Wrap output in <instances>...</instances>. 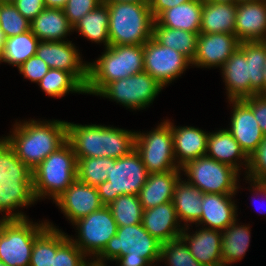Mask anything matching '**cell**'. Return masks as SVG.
<instances>
[{"label":"cell","mask_w":266,"mask_h":266,"mask_svg":"<svg viewBox=\"0 0 266 266\" xmlns=\"http://www.w3.org/2000/svg\"><path fill=\"white\" fill-rule=\"evenodd\" d=\"M10 133L0 138V197L67 141V121H16Z\"/></svg>","instance_id":"obj_1"},{"label":"cell","mask_w":266,"mask_h":266,"mask_svg":"<svg viewBox=\"0 0 266 266\" xmlns=\"http://www.w3.org/2000/svg\"><path fill=\"white\" fill-rule=\"evenodd\" d=\"M77 179V157L66 141L33 169L6 197L19 208L58 198Z\"/></svg>","instance_id":"obj_2"},{"label":"cell","mask_w":266,"mask_h":266,"mask_svg":"<svg viewBox=\"0 0 266 266\" xmlns=\"http://www.w3.org/2000/svg\"><path fill=\"white\" fill-rule=\"evenodd\" d=\"M266 41L240 42L239 48L221 67L228 100L263 95Z\"/></svg>","instance_id":"obj_3"},{"label":"cell","mask_w":266,"mask_h":266,"mask_svg":"<svg viewBox=\"0 0 266 266\" xmlns=\"http://www.w3.org/2000/svg\"><path fill=\"white\" fill-rule=\"evenodd\" d=\"M0 261L8 266H29L35 239L49 226L30 221L7 197H0Z\"/></svg>","instance_id":"obj_4"},{"label":"cell","mask_w":266,"mask_h":266,"mask_svg":"<svg viewBox=\"0 0 266 266\" xmlns=\"http://www.w3.org/2000/svg\"><path fill=\"white\" fill-rule=\"evenodd\" d=\"M136 131L96 124L67 121V141L77 158L118 159L135 149Z\"/></svg>","instance_id":"obj_5"},{"label":"cell","mask_w":266,"mask_h":266,"mask_svg":"<svg viewBox=\"0 0 266 266\" xmlns=\"http://www.w3.org/2000/svg\"><path fill=\"white\" fill-rule=\"evenodd\" d=\"M160 253L161 243L140 223L118 227L116 235L93 263L107 265V261H114L117 266H156Z\"/></svg>","instance_id":"obj_6"},{"label":"cell","mask_w":266,"mask_h":266,"mask_svg":"<svg viewBox=\"0 0 266 266\" xmlns=\"http://www.w3.org/2000/svg\"><path fill=\"white\" fill-rule=\"evenodd\" d=\"M97 60L88 62L86 94L95 95L108 83L144 71L143 45H109Z\"/></svg>","instance_id":"obj_7"},{"label":"cell","mask_w":266,"mask_h":266,"mask_svg":"<svg viewBox=\"0 0 266 266\" xmlns=\"http://www.w3.org/2000/svg\"><path fill=\"white\" fill-rule=\"evenodd\" d=\"M109 10L110 45H144L153 37L149 3L104 2Z\"/></svg>","instance_id":"obj_8"},{"label":"cell","mask_w":266,"mask_h":266,"mask_svg":"<svg viewBox=\"0 0 266 266\" xmlns=\"http://www.w3.org/2000/svg\"><path fill=\"white\" fill-rule=\"evenodd\" d=\"M148 175L135 149L116 159L115 164H111L107 180L97 187L101 202L107 206L120 195H139Z\"/></svg>","instance_id":"obj_9"},{"label":"cell","mask_w":266,"mask_h":266,"mask_svg":"<svg viewBox=\"0 0 266 266\" xmlns=\"http://www.w3.org/2000/svg\"><path fill=\"white\" fill-rule=\"evenodd\" d=\"M187 182L203 193L236 194L241 175L232 166L220 163L208 156L187 162L181 167Z\"/></svg>","instance_id":"obj_10"},{"label":"cell","mask_w":266,"mask_h":266,"mask_svg":"<svg viewBox=\"0 0 266 266\" xmlns=\"http://www.w3.org/2000/svg\"><path fill=\"white\" fill-rule=\"evenodd\" d=\"M147 133L136 131L135 150L149 173L181 170L175 161L171 126L163 120Z\"/></svg>","instance_id":"obj_11"},{"label":"cell","mask_w":266,"mask_h":266,"mask_svg":"<svg viewBox=\"0 0 266 266\" xmlns=\"http://www.w3.org/2000/svg\"><path fill=\"white\" fill-rule=\"evenodd\" d=\"M163 88L157 80L143 71L106 84L96 95L136 111L153 104Z\"/></svg>","instance_id":"obj_12"},{"label":"cell","mask_w":266,"mask_h":266,"mask_svg":"<svg viewBox=\"0 0 266 266\" xmlns=\"http://www.w3.org/2000/svg\"><path fill=\"white\" fill-rule=\"evenodd\" d=\"M72 225L76 227L78 236L76 239L72 238V235L69 237L92 262L103 252L108 241L116 235L118 229L106 205L78 219Z\"/></svg>","instance_id":"obj_13"},{"label":"cell","mask_w":266,"mask_h":266,"mask_svg":"<svg viewBox=\"0 0 266 266\" xmlns=\"http://www.w3.org/2000/svg\"><path fill=\"white\" fill-rule=\"evenodd\" d=\"M144 71L157 80L163 87L181 77L191 61L172 48L164 47L153 37L143 45Z\"/></svg>","instance_id":"obj_14"},{"label":"cell","mask_w":266,"mask_h":266,"mask_svg":"<svg viewBox=\"0 0 266 266\" xmlns=\"http://www.w3.org/2000/svg\"><path fill=\"white\" fill-rule=\"evenodd\" d=\"M80 50L70 40L40 41L36 55L55 68L72 73L84 86L88 79V62L83 61Z\"/></svg>","instance_id":"obj_15"},{"label":"cell","mask_w":266,"mask_h":266,"mask_svg":"<svg viewBox=\"0 0 266 266\" xmlns=\"http://www.w3.org/2000/svg\"><path fill=\"white\" fill-rule=\"evenodd\" d=\"M240 41L235 34L199 33L192 66L200 68L221 67L239 48Z\"/></svg>","instance_id":"obj_16"},{"label":"cell","mask_w":266,"mask_h":266,"mask_svg":"<svg viewBox=\"0 0 266 266\" xmlns=\"http://www.w3.org/2000/svg\"><path fill=\"white\" fill-rule=\"evenodd\" d=\"M54 202L71 224L104 206L100 200L97 187L88 185L78 179Z\"/></svg>","instance_id":"obj_17"},{"label":"cell","mask_w":266,"mask_h":266,"mask_svg":"<svg viewBox=\"0 0 266 266\" xmlns=\"http://www.w3.org/2000/svg\"><path fill=\"white\" fill-rule=\"evenodd\" d=\"M228 103L232 110L230 113V127L226 129L238 142L245 154L250 157L262 142L264 134L254 117L252 108L243 99L228 100Z\"/></svg>","instance_id":"obj_18"},{"label":"cell","mask_w":266,"mask_h":266,"mask_svg":"<svg viewBox=\"0 0 266 266\" xmlns=\"http://www.w3.org/2000/svg\"><path fill=\"white\" fill-rule=\"evenodd\" d=\"M189 229L190 226L185 227L180 237L192 256L203 266H223L222 231L202 227L191 234Z\"/></svg>","instance_id":"obj_19"},{"label":"cell","mask_w":266,"mask_h":266,"mask_svg":"<svg viewBox=\"0 0 266 266\" xmlns=\"http://www.w3.org/2000/svg\"><path fill=\"white\" fill-rule=\"evenodd\" d=\"M235 195L203 193L202 215L195 224L196 227L202 225L201 227L224 231L238 217V206L233 199Z\"/></svg>","instance_id":"obj_20"},{"label":"cell","mask_w":266,"mask_h":266,"mask_svg":"<svg viewBox=\"0 0 266 266\" xmlns=\"http://www.w3.org/2000/svg\"><path fill=\"white\" fill-rule=\"evenodd\" d=\"M142 224L161 244L179 238L184 230L172 201L143 210Z\"/></svg>","instance_id":"obj_21"},{"label":"cell","mask_w":266,"mask_h":266,"mask_svg":"<svg viewBox=\"0 0 266 266\" xmlns=\"http://www.w3.org/2000/svg\"><path fill=\"white\" fill-rule=\"evenodd\" d=\"M235 35L240 42L266 41V0L237 4Z\"/></svg>","instance_id":"obj_22"},{"label":"cell","mask_w":266,"mask_h":266,"mask_svg":"<svg viewBox=\"0 0 266 266\" xmlns=\"http://www.w3.org/2000/svg\"><path fill=\"white\" fill-rule=\"evenodd\" d=\"M166 121L171 126L175 161L180 168L187 162L206 155L207 131L194 126H174L169 119Z\"/></svg>","instance_id":"obj_23"},{"label":"cell","mask_w":266,"mask_h":266,"mask_svg":"<svg viewBox=\"0 0 266 266\" xmlns=\"http://www.w3.org/2000/svg\"><path fill=\"white\" fill-rule=\"evenodd\" d=\"M206 156L214 160L232 166L239 173L241 168L247 171L249 157L241 149L238 142L227 129L209 132L207 138Z\"/></svg>","instance_id":"obj_24"},{"label":"cell","mask_w":266,"mask_h":266,"mask_svg":"<svg viewBox=\"0 0 266 266\" xmlns=\"http://www.w3.org/2000/svg\"><path fill=\"white\" fill-rule=\"evenodd\" d=\"M181 170L149 173L139 193L143 210L172 201L174 189L181 178Z\"/></svg>","instance_id":"obj_25"},{"label":"cell","mask_w":266,"mask_h":266,"mask_svg":"<svg viewBox=\"0 0 266 266\" xmlns=\"http://www.w3.org/2000/svg\"><path fill=\"white\" fill-rule=\"evenodd\" d=\"M30 30L40 41H65L73 26L62 9L45 8L31 21Z\"/></svg>","instance_id":"obj_26"},{"label":"cell","mask_w":266,"mask_h":266,"mask_svg":"<svg viewBox=\"0 0 266 266\" xmlns=\"http://www.w3.org/2000/svg\"><path fill=\"white\" fill-rule=\"evenodd\" d=\"M182 179L175 186L172 202L178 219L180 223L183 221L185 228L201 219L203 192Z\"/></svg>","instance_id":"obj_27"},{"label":"cell","mask_w":266,"mask_h":266,"mask_svg":"<svg viewBox=\"0 0 266 266\" xmlns=\"http://www.w3.org/2000/svg\"><path fill=\"white\" fill-rule=\"evenodd\" d=\"M203 0H191L163 11L155 21L164 27L200 33Z\"/></svg>","instance_id":"obj_28"},{"label":"cell","mask_w":266,"mask_h":266,"mask_svg":"<svg viewBox=\"0 0 266 266\" xmlns=\"http://www.w3.org/2000/svg\"><path fill=\"white\" fill-rule=\"evenodd\" d=\"M237 4L203 1L200 33L235 34Z\"/></svg>","instance_id":"obj_29"},{"label":"cell","mask_w":266,"mask_h":266,"mask_svg":"<svg viewBox=\"0 0 266 266\" xmlns=\"http://www.w3.org/2000/svg\"><path fill=\"white\" fill-rule=\"evenodd\" d=\"M108 28L109 10L107 4L102 2L76 22L73 31L93 43H102L107 48L110 45Z\"/></svg>","instance_id":"obj_30"},{"label":"cell","mask_w":266,"mask_h":266,"mask_svg":"<svg viewBox=\"0 0 266 266\" xmlns=\"http://www.w3.org/2000/svg\"><path fill=\"white\" fill-rule=\"evenodd\" d=\"M237 220L222 231L221 256L223 266L241 261L250 245L251 228L249 224L240 225Z\"/></svg>","instance_id":"obj_31"},{"label":"cell","mask_w":266,"mask_h":266,"mask_svg":"<svg viewBox=\"0 0 266 266\" xmlns=\"http://www.w3.org/2000/svg\"><path fill=\"white\" fill-rule=\"evenodd\" d=\"M48 224L34 241L29 266H52L57 248L69 237L53 223Z\"/></svg>","instance_id":"obj_32"},{"label":"cell","mask_w":266,"mask_h":266,"mask_svg":"<svg viewBox=\"0 0 266 266\" xmlns=\"http://www.w3.org/2000/svg\"><path fill=\"white\" fill-rule=\"evenodd\" d=\"M198 37L199 33L164 27L154 21L153 38L162 46L183 54L191 62L195 57Z\"/></svg>","instance_id":"obj_33"},{"label":"cell","mask_w":266,"mask_h":266,"mask_svg":"<svg viewBox=\"0 0 266 266\" xmlns=\"http://www.w3.org/2000/svg\"><path fill=\"white\" fill-rule=\"evenodd\" d=\"M37 84L45 94L54 98L67 93L86 94L85 86L72 73L55 68H50Z\"/></svg>","instance_id":"obj_34"},{"label":"cell","mask_w":266,"mask_h":266,"mask_svg":"<svg viewBox=\"0 0 266 266\" xmlns=\"http://www.w3.org/2000/svg\"><path fill=\"white\" fill-rule=\"evenodd\" d=\"M39 42L40 40L31 30L6 38L2 51V62L18 68L30 57L36 55Z\"/></svg>","instance_id":"obj_35"},{"label":"cell","mask_w":266,"mask_h":266,"mask_svg":"<svg viewBox=\"0 0 266 266\" xmlns=\"http://www.w3.org/2000/svg\"><path fill=\"white\" fill-rule=\"evenodd\" d=\"M107 207L118 227L142 223L143 208L138 195H120Z\"/></svg>","instance_id":"obj_36"},{"label":"cell","mask_w":266,"mask_h":266,"mask_svg":"<svg viewBox=\"0 0 266 266\" xmlns=\"http://www.w3.org/2000/svg\"><path fill=\"white\" fill-rule=\"evenodd\" d=\"M115 161V158L110 157L77 158V179L98 187L107 180L111 164H115Z\"/></svg>","instance_id":"obj_37"},{"label":"cell","mask_w":266,"mask_h":266,"mask_svg":"<svg viewBox=\"0 0 266 266\" xmlns=\"http://www.w3.org/2000/svg\"><path fill=\"white\" fill-rule=\"evenodd\" d=\"M162 261L168 266H203L192 256L181 237L161 244L160 262Z\"/></svg>","instance_id":"obj_38"},{"label":"cell","mask_w":266,"mask_h":266,"mask_svg":"<svg viewBox=\"0 0 266 266\" xmlns=\"http://www.w3.org/2000/svg\"><path fill=\"white\" fill-rule=\"evenodd\" d=\"M30 23L13 3H0V27L6 38L29 31Z\"/></svg>","instance_id":"obj_39"},{"label":"cell","mask_w":266,"mask_h":266,"mask_svg":"<svg viewBox=\"0 0 266 266\" xmlns=\"http://www.w3.org/2000/svg\"><path fill=\"white\" fill-rule=\"evenodd\" d=\"M91 260L68 237L56 250L52 266H89Z\"/></svg>","instance_id":"obj_40"},{"label":"cell","mask_w":266,"mask_h":266,"mask_svg":"<svg viewBox=\"0 0 266 266\" xmlns=\"http://www.w3.org/2000/svg\"><path fill=\"white\" fill-rule=\"evenodd\" d=\"M245 180L266 183V135L258 148L250 155Z\"/></svg>","instance_id":"obj_41"},{"label":"cell","mask_w":266,"mask_h":266,"mask_svg":"<svg viewBox=\"0 0 266 266\" xmlns=\"http://www.w3.org/2000/svg\"><path fill=\"white\" fill-rule=\"evenodd\" d=\"M102 2L103 0H68L63 11L69 23L74 26L76 22Z\"/></svg>","instance_id":"obj_42"},{"label":"cell","mask_w":266,"mask_h":266,"mask_svg":"<svg viewBox=\"0 0 266 266\" xmlns=\"http://www.w3.org/2000/svg\"><path fill=\"white\" fill-rule=\"evenodd\" d=\"M49 69L47 63L37 55H33L18 67V71L23 75V78L36 84L47 74Z\"/></svg>","instance_id":"obj_43"},{"label":"cell","mask_w":266,"mask_h":266,"mask_svg":"<svg viewBox=\"0 0 266 266\" xmlns=\"http://www.w3.org/2000/svg\"><path fill=\"white\" fill-rule=\"evenodd\" d=\"M243 100L252 108L262 133L266 135V95L257 94Z\"/></svg>","instance_id":"obj_44"},{"label":"cell","mask_w":266,"mask_h":266,"mask_svg":"<svg viewBox=\"0 0 266 266\" xmlns=\"http://www.w3.org/2000/svg\"><path fill=\"white\" fill-rule=\"evenodd\" d=\"M13 4L30 22L46 8L44 0H15Z\"/></svg>","instance_id":"obj_45"},{"label":"cell","mask_w":266,"mask_h":266,"mask_svg":"<svg viewBox=\"0 0 266 266\" xmlns=\"http://www.w3.org/2000/svg\"><path fill=\"white\" fill-rule=\"evenodd\" d=\"M189 1L191 0H150L149 8L154 19H156L163 11Z\"/></svg>","instance_id":"obj_46"},{"label":"cell","mask_w":266,"mask_h":266,"mask_svg":"<svg viewBox=\"0 0 266 266\" xmlns=\"http://www.w3.org/2000/svg\"><path fill=\"white\" fill-rule=\"evenodd\" d=\"M247 181L248 182H246V183H250L249 185H251L249 190H252V193L254 192L252 194V195H255L254 198L252 197L254 200H255L256 196L259 197V195L262 198H263V196L266 197V183L256 182V181H252V180H247ZM264 210H266V209H264ZM264 210H260V207H259V213H261V212L265 213L266 211H264Z\"/></svg>","instance_id":"obj_47"},{"label":"cell","mask_w":266,"mask_h":266,"mask_svg":"<svg viewBox=\"0 0 266 266\" xmlns=\"http://www.w3.org/2000/svg\"><path fill=\"white\" fill-rule=\"evenodd\" d=\"M68 0H44L46 8L62 9Z\"/></svg>","instance_id":"obj_48"},{"label":"cell","mask_w":266,"mask_h":266,"mask_svg":"<svg viewBox=\"0 0 266 266\" xmlns=\"http://www.w3.org/2000/svg\"><path fill=\"white\" fill-rule=\"evenodd\" d=\"M150 0H103V2H136V3H149Z\"/></svg>","instance_id":"obj_49"},{"label":"cell","mask_w":266,"mask_h":266,"mask_svg":"<svg viewBox=\"0 0 266 266\" xmlns=\"http://www.w3.org/2000/svg\"><path fill=\"white\" fill-rule=\"evenodd\" d=\"M5 41H6V36H5L4 32L1 30V27H0V50L1 51H3Z\"/></svg>","instance_id":"obj_50"},{"label":"cell","mask_w":266,"mask_h":266,"mask_svg":"<svg viewBox=\"0 0 266 266\" xmlns=\"http://www.w3.org/2000/svg\"><path fill=\"white\" fill-rule=\"evenodd\" d=\"M206 1L208 3H232L235 2V0H203Z\"/></svg>","instance_id":"obj_51"},{"label":"cell","mask_w":266,"mask_h":266,"mask_svg":"<svg viewBox=\"0 0 266 266\" xmlns=\"http://www.w3.org/2000/svg\"><path fill=\"white\" fill-rule=\"evenodd\" d=\"M263 73H264L263 95H266V61H265V65L263 67Z\"/></svg>","instance_id":"obj_52"},{"label":"cell","mask_w":266,"mask_h":266,"mask_svg":"<svg viewBox=\"0 0 266 266\" xmlns=\"http://www.w3.org/2000/svg\"><path fill=\"white\" fill-rule=\"evenodd\" d=\"M256 1H260V0H235V3L239 4V3H244V2H256Z\"/></svg>","instance_id":"obj_53"},{"label":"cell","mask_w":266,"mask_h":266,"mask_svg":"<svg viewBox=\"0 0 266 266\" xmlns=\"http://www.w3.org/2000/svg\"><path fill=\"white\" fill-rule=\"evenodd\" d=\"M15 0H0V3H13Z\"/></svg>","instance_id":"obj_54"},{"label":"cell","mask_w":266,"mask_h":266,"mask_svg":"<svg viewBox=\"0 0 266 266\" xmlns=\"http://www.w3.org/2000/svg\"><path fill=\"white\" fill-rule=\"evenodd\" d=\"M89 266H107V265H97V264H94V263L92 262Z\"/></svg>","instance_id":"obj_55"},{"label":"cell","mask_w":266,"mask_h":266,"mask_svg":"<svg viewBox=\"0 0 266 266\" xmlns=\"http://www.w3.org/2000/svg\"><path fill=\"white\" fill-rule=\"evenodd\" d=\"M0 266H8L4 262L0 261Z\"/></svg>","instance_id":"obj_56"},{"label":"cell","mask_w":266,"mask_h":266,"mask_svg":"<svg viewBox=\"0 0 266 266\" xmlns=\"http://www.w3.org/2000/svg\"><path fill=\"white\" fill-rule=\"evenodd\" d=\"M2 62V51L0 50V63Z\"/></svg>","instance_id":"obj_57"}]
</instances>
